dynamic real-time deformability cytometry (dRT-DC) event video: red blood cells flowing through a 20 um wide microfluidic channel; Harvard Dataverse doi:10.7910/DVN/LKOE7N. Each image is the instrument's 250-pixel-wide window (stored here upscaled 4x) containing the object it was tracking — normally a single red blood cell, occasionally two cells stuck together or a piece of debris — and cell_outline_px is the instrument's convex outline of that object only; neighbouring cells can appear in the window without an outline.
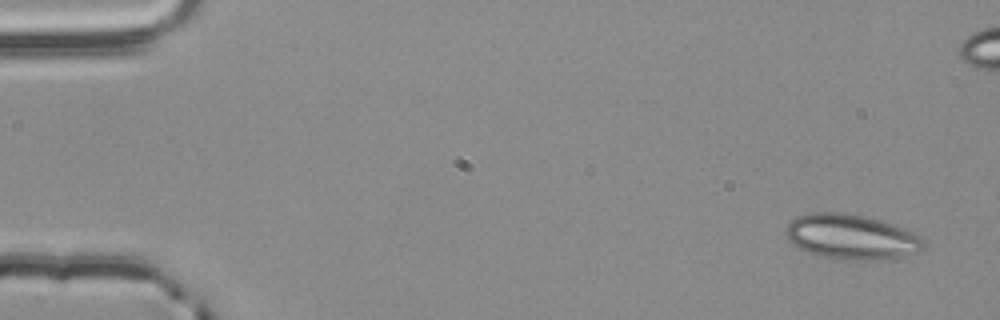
{"species": "common noctule bat (a hibernating species)", "species_latin": "Nyctalus noctula", "temperature_condition": "room temperature", "stored_images_in_passage": 53, "camera_frame_rate_fps": 3000, "um_per_image_px": 0.085, "animal": {"sex": "male", "body_mass_g": 20.4}, "frame": {"image": 1, "passage_image": 1, "time_ms": 0.0, "image_size_px": [1000, 320], "cell_outline_px": [[924, 248], [920, 252], [900, 256], [872, 260], [852, 260], [824, 256], [800, 248], [792, 244], [788, 240], [788, 224], [796, 216], [812, 212], [836, 212], [860, 216], [892, 224], [920, 236], [924, 240]], "centroid_in_image_um": [72.37, 20.13], "position_along_channel_um": 12.6, "area_um2": 35.2}}
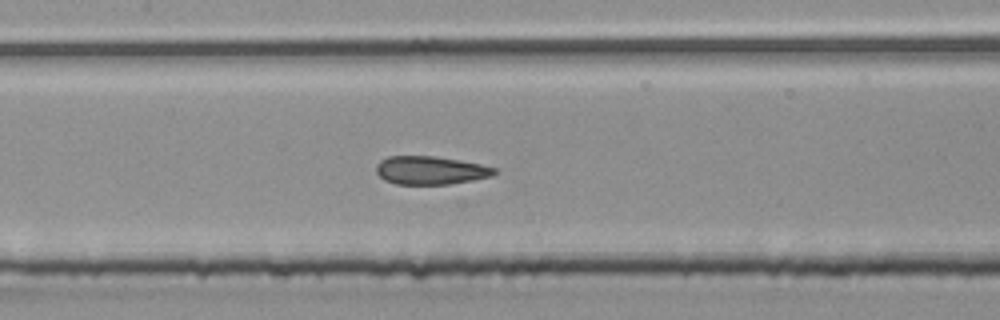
{"frame": {"image": 2, "passage_image": 24, "time_ms": 7.667, "image_size_px": [1000, 320], "cell_outline_px": [[496, 172], [492, 176], [472, 180], [448, 184], [396, 184], [384, 180], [376, 172], [376, 164], [380, 160], [388, 156], [436, 156], [460, 160], [480, 164], [496, 168]], "centroid_in_image_um": [36.57, 14.47], "position_along_channel_um": 170.8, "area_um2": 19.48}}
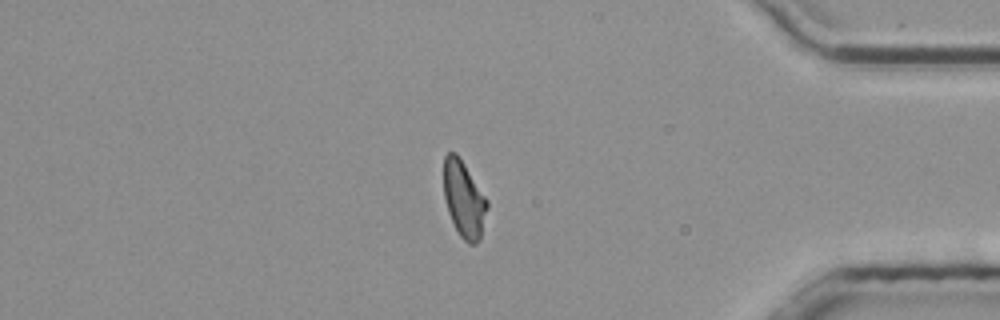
{"frame": {"image": 3, "passage_image": 44, "time_ms": 14.333, "image_size_px": [1000, 320], "cell_outline_px": [[488, 208], [480, 240], [476, 244], [468, 244], [460, 236], [448, 212], [444, 196], [444, 156], [448, 152], [456, 152], [488, 200]], "centroid_in_image_um": [39.44, 16.95], "position_along_channel_um": 395.8, "area_um2": 19.31}, "authors_computed_cell_mechanics": {"area_um2": 20.1722, "velocity_mm_per_s": 3.8604, "shape_relaxation_time_tau1_ms": null, "shape_relaxation_time_tau2_ms": 1.4855, "deformation_change_tau1": null, "deformation_change_tau2": 0.0898}}